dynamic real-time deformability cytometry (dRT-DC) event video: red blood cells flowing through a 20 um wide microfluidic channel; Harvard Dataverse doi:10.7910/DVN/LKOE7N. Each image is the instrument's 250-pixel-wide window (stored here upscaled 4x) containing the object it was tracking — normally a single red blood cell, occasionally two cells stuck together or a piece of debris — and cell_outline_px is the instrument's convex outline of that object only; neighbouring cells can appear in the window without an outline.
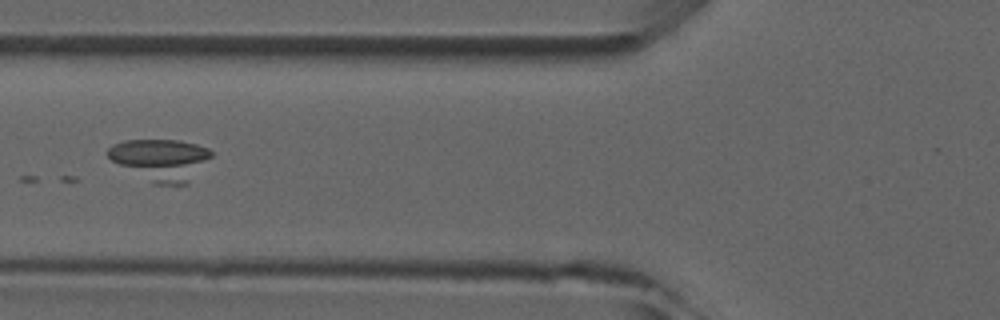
{"species": "common noctule bat (a hibernating species)", "species_latin": "Nyctalus noctula", "temperature_condition": "room temperature", "stored_images_in_passage": 7, "camera_frame_rate_fps": 3000, "um_per_image_px": 0.085, "animal": {"sex": "male", "forearm_length_mm": 52.5}, "frame": {"image": 1, "passage_image": 6, "time_ms": 5.667, "image_size_px": [1000, 320], "cell_outline_px": [[212, 156], [188, 184], [152, 184], [112, 160], [104, 152], [112, 144], [124, 140], [180, 140], [196, 144], [208, 148], [212, 152]], "centroid_in_image_um": [13.66, 13.56], "position_along_channel_um": 112.1, "area_um2": 25.14}}